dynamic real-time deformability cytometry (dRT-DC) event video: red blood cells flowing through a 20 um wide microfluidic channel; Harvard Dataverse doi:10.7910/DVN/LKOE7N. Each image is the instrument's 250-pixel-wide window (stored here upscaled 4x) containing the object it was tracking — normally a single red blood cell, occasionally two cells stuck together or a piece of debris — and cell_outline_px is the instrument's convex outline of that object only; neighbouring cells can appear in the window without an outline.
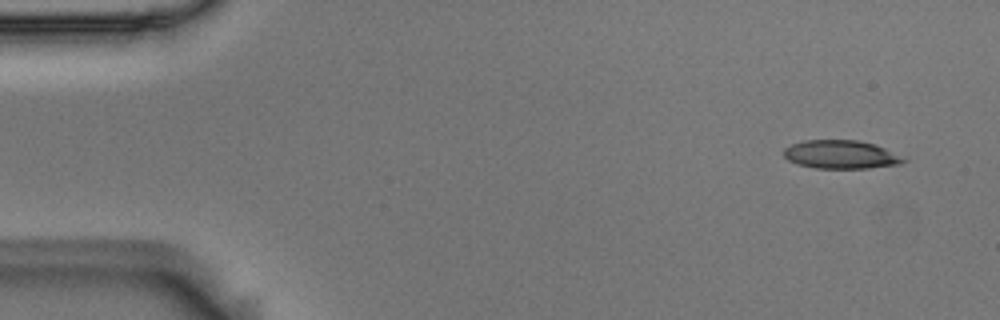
{"species": "Egyptian fruit bat (a non-hibernating species)", "species_latin": "Rousettus aegyptiacus", "temperature_condition": "room temperature", "stored_images_in_passage": 9, "camera_frame_rate_fps": 3000, "um_per_image_px": 0.085, "animal": {"sex": "male"}, "frame": {"image": 1, "passage_image": 2, "time_ms": 0.333, "image_size_px": [1000, 320], "cell_outline_px": [[908, 160], [900, 164], [868, 168], [816, 168], [796, 164], [788, 160], [784, 156], [784, 148], [792, 144], [804, 140], [860, 140], [876, 144]], "centroid_in_image_um": [71.46, 13.13], "position_along_channel_um": 13.5, "area_um2": 19.83}}
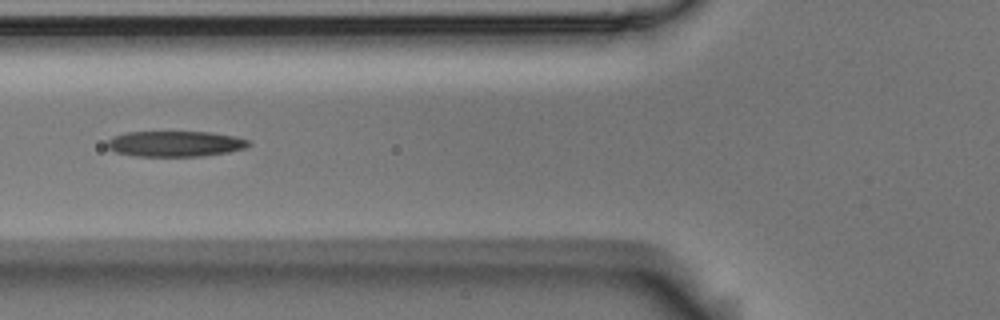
{"frame": {"image": 2, "passage_image": 7, "time_ms": 2.0, "image_size_px": [1000, 320], "cell_outline_px": [[252, 144], [244, 148], [228, 152], [200, 156], [136, 156], [116, 152], [108, 148], [104, 144], [112, 136], [128, 132], [212, 132], [236, 136], [252, 140]], "centroid_in_image_um": [14.91, 12.21], "position_along_channel_um": 110.9, "area_um2": 21.33}}
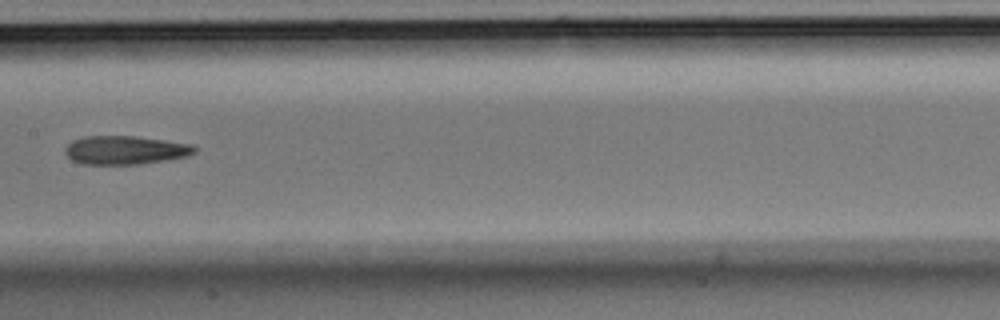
{"frame": {"image": 3, "passage_image": 9, "time_ms": 2.667, "image_size_px": [1000, 320], "cell_outline_px": [[196, 152], [188, 156], [164, 160], [136, 164], [80, 164], [72, 160], [64, 152], [64, 148], [72, 140], [84, 136], [136, 136], [192, 144], [196, 148]], "centroid_in_image_um": [10.62, 12.75], "position_along_channel_um": 196.8, "area_um2": 21.56}}